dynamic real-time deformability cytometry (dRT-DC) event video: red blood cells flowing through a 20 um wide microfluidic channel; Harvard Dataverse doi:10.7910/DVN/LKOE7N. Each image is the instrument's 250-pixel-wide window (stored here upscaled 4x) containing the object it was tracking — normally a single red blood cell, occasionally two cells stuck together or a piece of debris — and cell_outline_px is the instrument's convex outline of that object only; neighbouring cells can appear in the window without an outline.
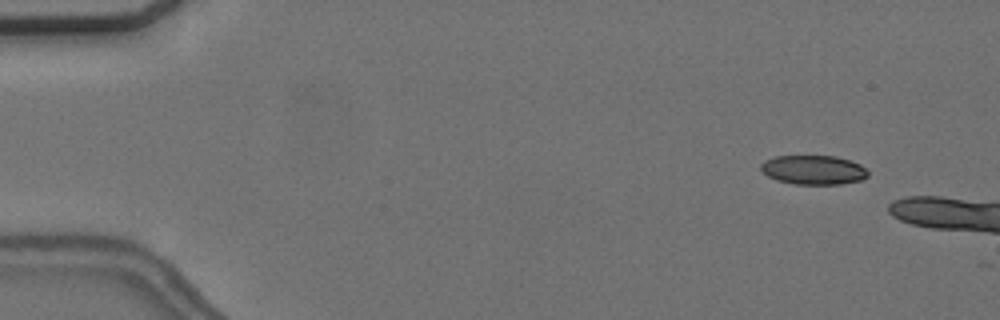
{"species": "common noctule bat (a hibernating species)", "species_latin": "Nyctalus noctula", "temperature_condition": "cold", "stored_images_in_passage": 10, "camera_frame_rate_fps": 3000, "um_per_image_px": 0.085, "animal": {"sex": "female", "body_mass_g": 24.6, "forearm_length_mm": 56.2}, "frame": {"image": 1, "passage_image": 2, "time_ms": 0.333, "image_size_px": [1000, 320], "cell_outline_px": [[868, 176], [860, 180], [840, 184], [796, 184], [776, 180], [768, 176], [760, 168], [760, 164], [764, 160], [776, 156], [836, 156], [860, 164], [868, 172]], "centroid_in_image_um": [69.12, 14.44], "position_along_channel_um": 15.9, "area_um2": 18.15}}